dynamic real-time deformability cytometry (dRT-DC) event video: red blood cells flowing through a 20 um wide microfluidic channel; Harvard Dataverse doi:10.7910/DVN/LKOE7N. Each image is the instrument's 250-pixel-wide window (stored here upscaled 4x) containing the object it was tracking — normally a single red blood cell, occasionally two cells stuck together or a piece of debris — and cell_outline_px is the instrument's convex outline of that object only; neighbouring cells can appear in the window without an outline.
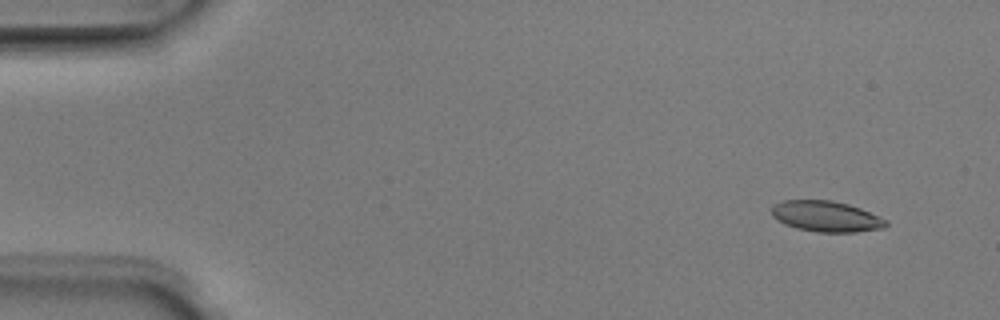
{"species": "Egyptian fruit bat (a non-hibernating species)", "species_latin": "Rousettus aegyptiacus", "temperature_condition": "room temperature", "stored_images_in_passage": 4, "camera_frame_rate_fps": 3000, "um_per_image_px": 0.085, "animal": {"sex": "male"}, "frame": {"image": 1, "passage_image": 1, "time_ms": 0.0, "image_size_px": [1000, 320], "cell_outline_px": [[888, 224], [884, 228], [856, 232], [816, 232], [796, 228], [784, 224], [772, 216], [772, 204], [784, 200], [832, 200], [848, 204], [860, 208], [888, 220]], "centroid_in_image_um": [70.22, 18.39], "position_along_channel_um": 14.8, "area_um2": 20.63}}
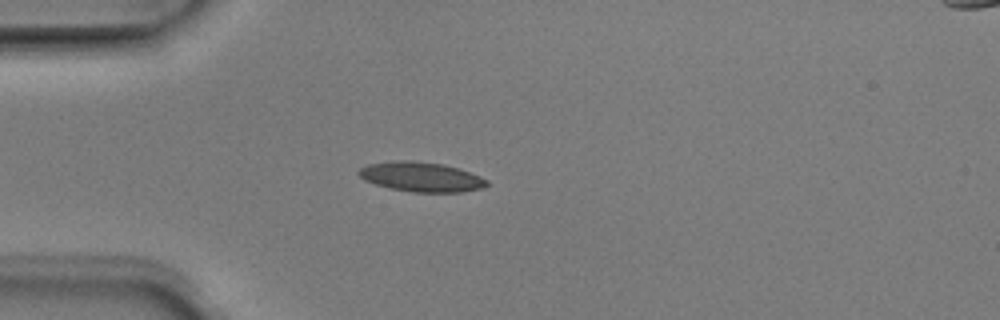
{"frame": {"image": 2, "passage_image": 4, "time_ms": 1.0, "image_size_px": [1000, 320], "cell_outline_px": [[488, 184], [484, 188], [460, 192], [412, 192], [392, 188], [376, 184], [364, 180], [356, 172], [360, 168], [368, 164], [392, 160], [412, 160], [444, 164], [480, 176], [488, 180]], "centroid_in_image_um": [35.79, 15.02], "position_along_channel_um": 49.2, "area_um2": 22.14}}